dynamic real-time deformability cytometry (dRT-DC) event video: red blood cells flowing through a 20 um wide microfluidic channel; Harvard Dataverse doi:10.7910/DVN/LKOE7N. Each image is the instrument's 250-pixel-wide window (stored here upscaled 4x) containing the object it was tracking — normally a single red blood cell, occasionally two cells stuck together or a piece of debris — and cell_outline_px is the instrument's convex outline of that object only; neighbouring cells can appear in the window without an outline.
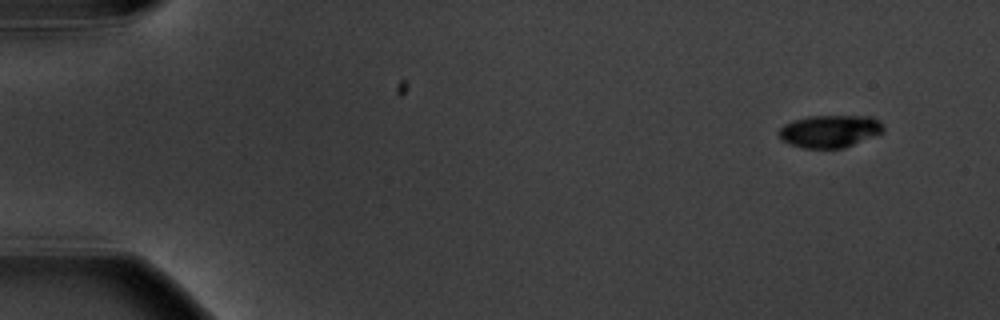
{"species": "common noctule bat (a hibernating species)", "species_latin": "Nyctalus noctula", "temperature_condition": "warm", "stored_images_in_passage": 5, "camera_frame_rate_fps": 3000, "um_per_image_px": 0.085, "animal": {"sex": "male", "body_mass_g": 20.1, "forearm_length_mm": 53.5}, "frame": {"image": 1, "passage_image": 1, "time_ms": 0.0, "image_size_px": [1000, 320], "cell_outline_px": [[884, 132], [844, 148], [804, 148], [788, 144], [780, 140], [776, 132], [784, 124], [792, 120], [808, 116], [872, 116], [880, 120], [884, 124]], "centroid_in_image_um": [70.51, 11.15], "position_along_channel_um": 14.5, "area_um2": 20.17}}
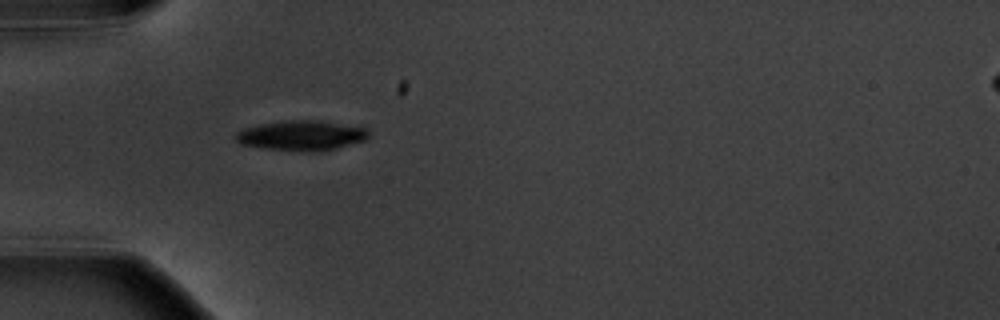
{"frame": {"image": 2, "passage_image": 5, "time_ms": 4.667, "image_size_px": [1000, 320], "cell_outline_px": [[368, 136], [364, 140], [324, 152], [300, 152], [264, 148], [240, 144], [232, 136], [236, 132], [244, 128], [260, 124], [288, 120], [316, 120], [368, 128]], "centroid_in_image_um": [25.59, 11.53], "position_along_channel_um": 59.4, "area_um2": 23.47}}